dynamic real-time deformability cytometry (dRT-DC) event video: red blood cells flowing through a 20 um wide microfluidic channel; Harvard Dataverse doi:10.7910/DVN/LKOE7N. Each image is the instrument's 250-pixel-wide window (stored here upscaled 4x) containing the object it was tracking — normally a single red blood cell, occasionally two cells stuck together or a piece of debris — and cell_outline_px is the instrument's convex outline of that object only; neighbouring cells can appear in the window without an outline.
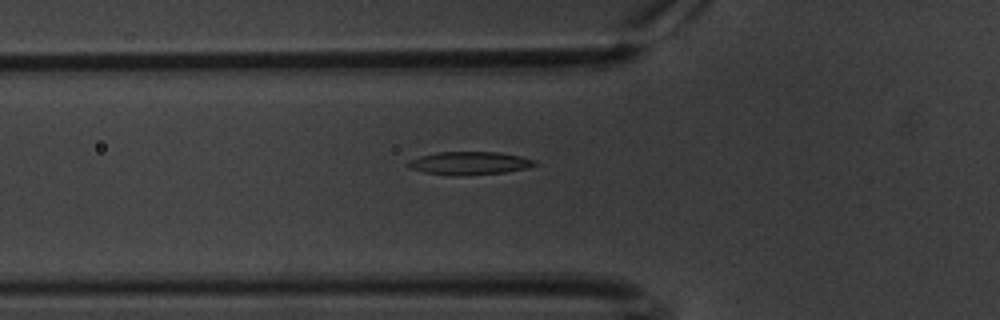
{"species": "common noctule bat (a hibernating species)", "species_latin": "Nyctalus noctula", "temperature_condition": "warm", "stored_images_in_passage": 41, "camera_frame_rate_fps": 3000, "um_per_image_px": 0.085, "animal": {"sex": "male", "body_mass_g": 20.1, "forearm_length_mm": 53.5}, "frame": {"image": 1, "passage_image": 2, "time_ms": 0.333, "image_size_px": [1000, 320], "cell_outline_px": [[536, 164], [528, 168], [504, 172], [464, 176], [452, 176], [424, 172], [412, 168], [404, 164], [408, 160], [420, 156], [436, 152], [500, 152], [520, 156], [536, 160]], "centroid_in_image_um": [39.88, 13.87], "position_along_channel_um": 85.9, "area_um2": 17.17}}
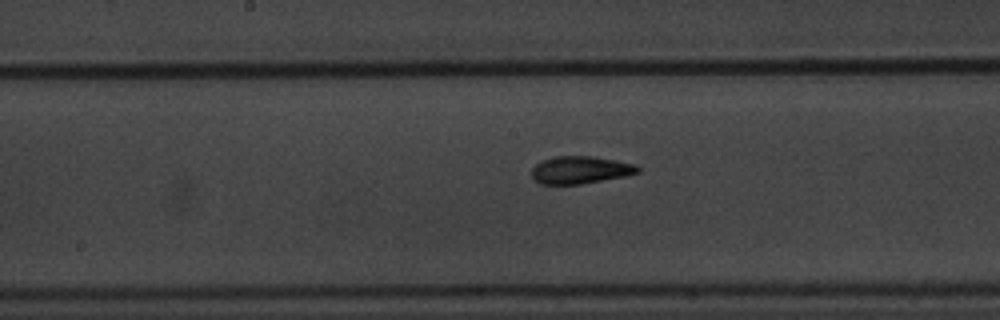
{"frame": {"image": 2, "passage_image": 12, "time_ms": 3.667, "image_size_px": [1000, 320], "cell_outline_px": [[640, 172], [628, 176], [580, 184], [540, 184], [532, 180], [532, 168], [540, 160], [556, 156], [592, 156], [636, 164], [640, 168]], "centroid_in_image_um": [49.32, 14.45], "position_along_channel_um": 198.9, "area_um2": 17.22}}
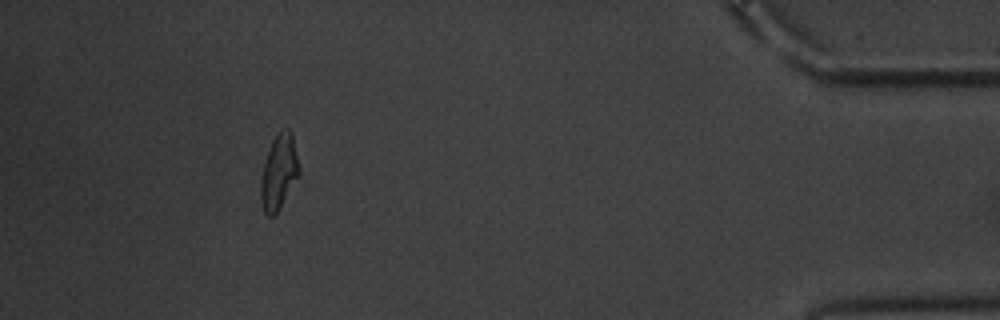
{"frame": {"image": 3, "passage_image": 36, "time_ms": 11.667, "image_size_px": [1000, 320], "cell_outline_px": [[300, 176], [276, 212], [272, 216], [268, 216], [264, 212], [260, 200], [260, 184], [264, 164], [272, 140], [276, 132], [280, 128], [288, 128], [292, 132], [300, 168]], "centroid_in_image_um": [23.72, 14.57], "position_along_channel_um": 411.5, "area_um2": 16.88}}